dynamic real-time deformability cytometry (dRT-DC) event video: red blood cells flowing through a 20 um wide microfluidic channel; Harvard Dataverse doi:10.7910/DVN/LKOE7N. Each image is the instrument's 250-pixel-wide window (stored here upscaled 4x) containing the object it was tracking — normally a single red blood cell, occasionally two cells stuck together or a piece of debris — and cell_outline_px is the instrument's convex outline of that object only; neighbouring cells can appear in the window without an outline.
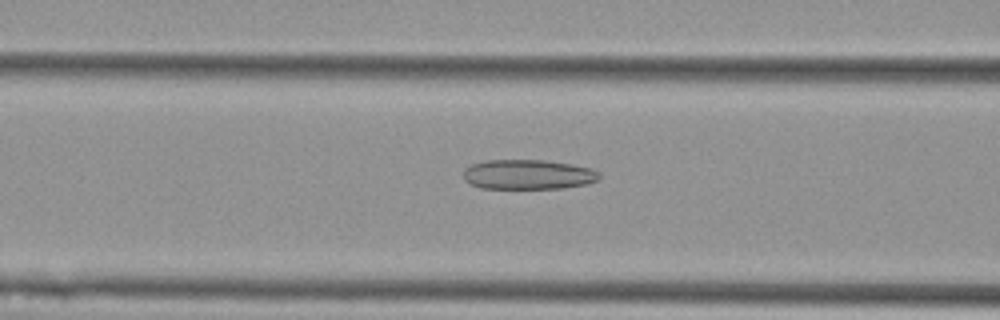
{"species": "Egyptian fruit bat (a non-hibernating species)", "species_latin": "Rousettus aegyptiacus", "temperature_condition": "cold", "stored_images_in_passage": 45, "camera_frame_rate_fps": 3000, "um_per_image_px": 0.085, "animal": {"sex": "female"}, "frame": {"image": 1, "passage_image": 22, "time_ms": 7.0, "image_size_px": [1000, 320], "cell_outline_px": [[600, 176], [596, 180], [588, 184], [564, 188], [480, 188], [468, 184], [464, 180], [464, 168], [472, 164], [484, 160], [544, 160], [572, 164], [592, 168], [600, 172]], "centroid_in_image_um": [44.88, 14.83], "position_along_channel_um": 121.7, "area_um2": 23.81}}
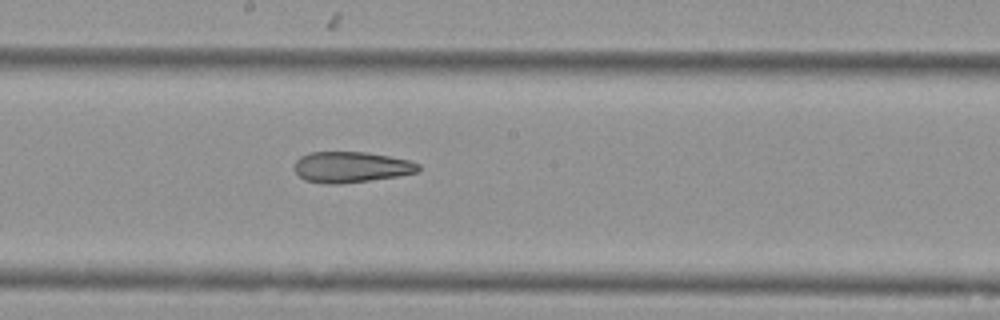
{"frame": {"image": 2, "passage_image": 30, "time_ms": 9.667, "image_size_px": [1000, 320], "cell_outline_px": [[420, 168], [416, 172], [396, 176], [368, 180], [336, 184], [324, 184], [304, 180], [296, 172], [296, 160], [300, 156], [308, 152], [364, 152], [388, 156], [408, 160], [420, 164]], "centroid_in_image_um": [29.81, 14.2], "position_along_channel_um": 218.4, "area_um2": 22.02}}
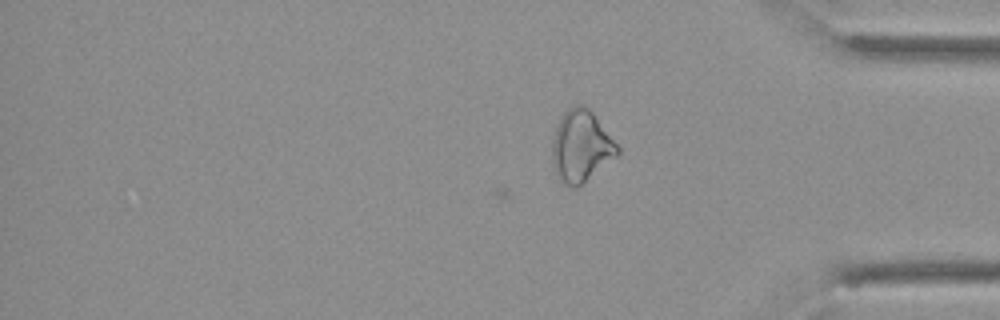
{"frame": {"image": 3, "passage_image": 45, "time_ms": 14.667, "image_size_px": [1000, 320], "cell_outline_px": [[620, 152], [616, 156], [580, 184], [572, 188], [564, 184], [556, 176], [552, 164], [552, 140], [556, 124], [564, 112], [568, 108], [576, 104], [584, 104], [592, 112], [620, 148]], "centroid_in_image_um": [49.35, 12.4], "position_along_channel_um": 385.9, "area_um2": 26.99}, "authors_computed_cell_mechanics": {"area_um2": 23.8714, "velocity_mm_per_s": 3.6296, "shape_relaxation_time_tau1_ms": null, "shape_relaxation_time_tau2_ms": 5.0259, "deformation_change_tau1": null, "deformation_change_tau2": 0.161}}